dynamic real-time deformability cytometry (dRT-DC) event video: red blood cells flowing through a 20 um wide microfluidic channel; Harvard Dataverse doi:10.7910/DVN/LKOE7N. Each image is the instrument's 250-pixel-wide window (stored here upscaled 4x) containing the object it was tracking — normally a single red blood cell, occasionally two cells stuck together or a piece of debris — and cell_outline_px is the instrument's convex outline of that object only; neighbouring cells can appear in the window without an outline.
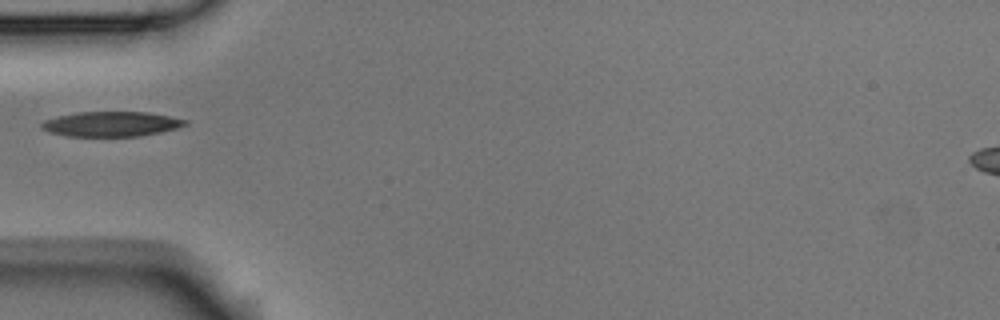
{"species": "Egyptian fruit bat (a non-hibernating species)", "species_latin": "Rousettus aegyptiacus", "temperature_condition": "room temperature", "stored_images_in_passage": 5, "camera_frame_rate_fps": 3000, "um_per_image_px": 0.085, "animal": {"sex": "male"}, "frame": {"image": 1, "passage_image": 4, "time_ms": 1.0, "image_size_px": [1000, 320], "cell_outline_px": [[188, 124], [176, 128], [160, 132], [140, 136], [68, 136], [48, 132], [40, 128], [40, 124], [44, 120], [56, 116], [76, 112], [148, 112], [188, 120]], "centroid_in_image_um": [9.41, 10.54], "position_along_channel_um": 75.6, "area_um2": 20.92}}
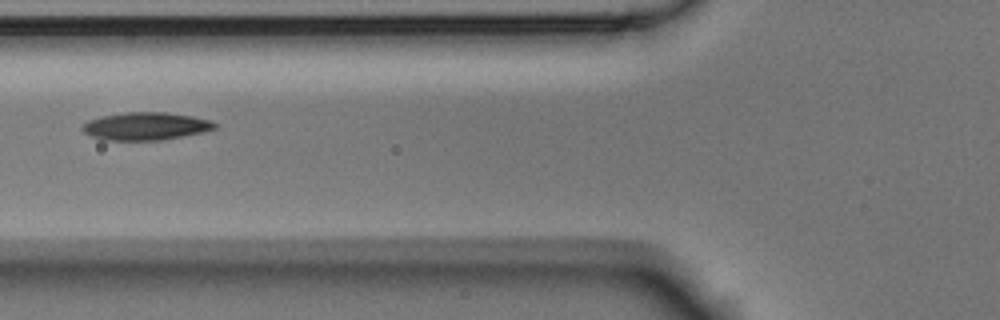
{"frame": {"image": 2, "passage_image": 5, "time_ms": 1.333, "image_size_px": [1000, 320], "cell_outline_px": [[220, 124], [216, 128], [204, 132], [160, 140], [100, 140], [84, 132], [80, 128], [88, 120], [100, 116], [124, 112], [168, 112], [192, 116], [212, 120]], "centroid_in_image_um": [12.4, 10.72], "position_along_channel_um": 113.4, "area_um2": 21.68}}